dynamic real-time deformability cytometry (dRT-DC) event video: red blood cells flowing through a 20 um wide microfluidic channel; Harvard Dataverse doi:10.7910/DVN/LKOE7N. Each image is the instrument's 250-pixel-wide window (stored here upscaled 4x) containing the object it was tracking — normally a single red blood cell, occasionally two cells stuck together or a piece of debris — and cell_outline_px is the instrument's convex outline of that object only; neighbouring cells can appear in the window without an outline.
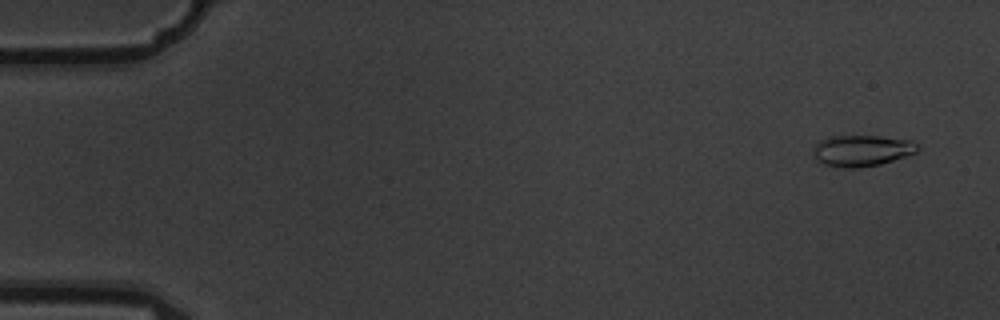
{"species": "common noctule bat (a hibernating species)", "species_latin": "Nyctalus noctula", "temperature_condition": "warm", "stored_images_in_passage": 5, "camera_frame_rate_fps": 3000, "um_per_image_px": 0.085, "animal": {"sex": "male", "body_mass_g": 19.5, "forearm_length_mm": 54.6}, "frame": {"image": 1, "passage_image": 1, "time_ms": 0.0, "image_size_px": [1000, 320], "cell_outline_px": [[920, 148], [916, 152], [880, 164], [856, 168], [840, 168], [824, 164], [812, 152], [812, 148], [820, 140], [832, 136], [880, 136], [912, 140]], "centroid_in_image_um": [73.25, 12.79], "position_along_channel_um": 11.7, "area_um2": 18.84}}